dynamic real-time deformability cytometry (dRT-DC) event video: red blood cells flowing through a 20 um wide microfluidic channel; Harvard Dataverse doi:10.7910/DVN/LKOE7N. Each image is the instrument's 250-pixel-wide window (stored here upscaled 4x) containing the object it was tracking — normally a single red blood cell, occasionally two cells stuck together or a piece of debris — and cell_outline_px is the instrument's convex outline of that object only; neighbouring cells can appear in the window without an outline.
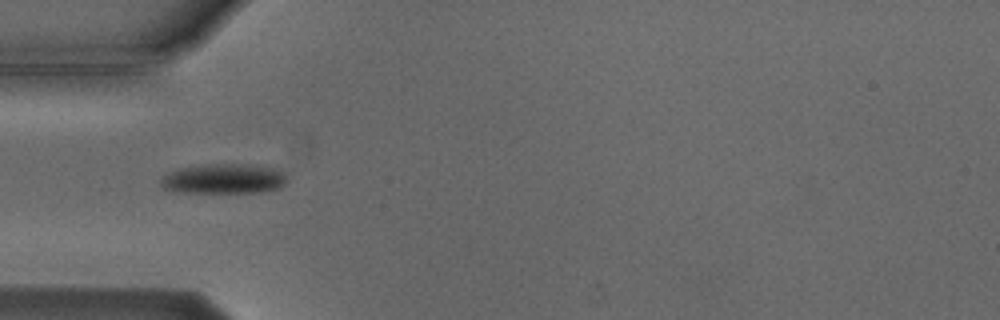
{"species": "Egyptian fruit bat (a non-hibernating species)", "species_latin": "Rousettus aegyptiacus", "temperature_condition": "cold", "stored_images_in_passage": 8, "camera_frame_rate_fps": 3000, "um_per_image_px": 0.085, "animal": {"sex": "male"}, "frame": {"image": 1, "passage_image": 3, "time_ms": 2.333, "image_size_px": [1000, 320], "cell_outline_px": [[288, 180], [280, 188], [260, 192], [172, 192], [164, 188], [160, 184], [160, 180], [168, 172], [180, 168], [204, 164], [252, 164], [272, 168], [284, 172], [288, 176]], "centroid_in_image_um": [19.03, 15.19], "position_along_channel_um": 66.0, "area_um2": 22.2}}
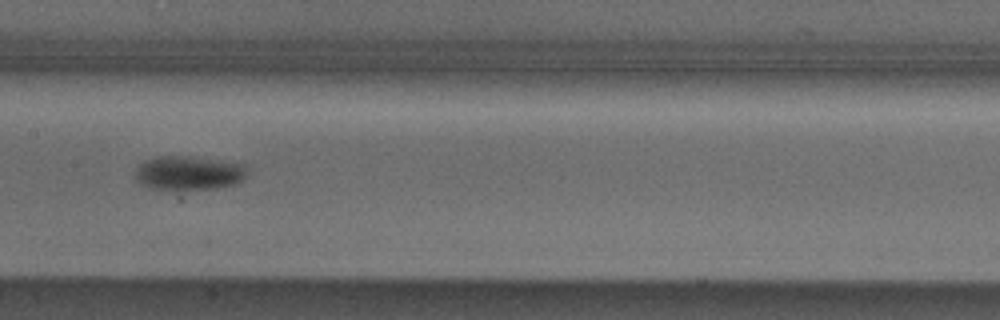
{"frame": {"image": 2, "passage_image": 6, "time_ms": 5.667, "image_size_px": [1000, 320], "cell_outline_px": [[248, 172], [244, 180], [236, 184], [212, 188], [172, 192], [152, 188], [140, 184], [136, 180], [136, 168], [144, 160], [156, 156], [188, 156], [244, 164]], "centroid_in_image_um": [16.01, 14.73], "position_along_channel_um": 191.4, "area_um2": 22.77}}
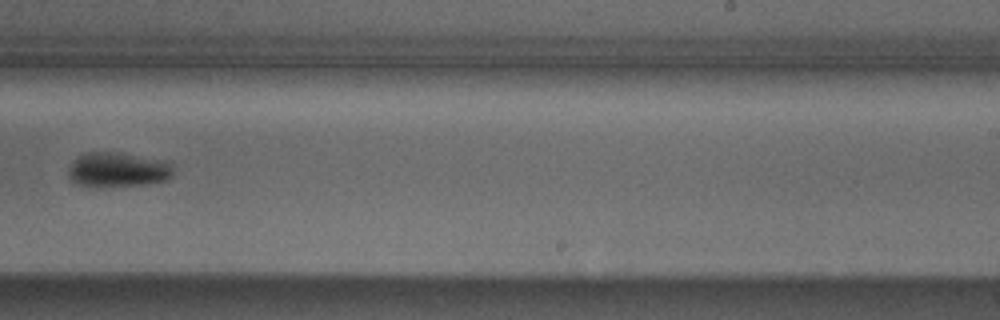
{"frame": {"image": 3, "passage_image": 8, "time_ms": 8.0, "image_size_px": [1000, 320], "cell_outline_px": [[172, 176], [168, 180], [148, 184], [100, 188], [96, 188], [76, 184], [68, 176], [68, 168], [76, 156], [84, 152], [120, 152], [164, 160], [172, 164]], "centroid_in_image_um": [9.98, 14.44], "position_along_channel_um": 279.0, "area_um2": 21.91}}